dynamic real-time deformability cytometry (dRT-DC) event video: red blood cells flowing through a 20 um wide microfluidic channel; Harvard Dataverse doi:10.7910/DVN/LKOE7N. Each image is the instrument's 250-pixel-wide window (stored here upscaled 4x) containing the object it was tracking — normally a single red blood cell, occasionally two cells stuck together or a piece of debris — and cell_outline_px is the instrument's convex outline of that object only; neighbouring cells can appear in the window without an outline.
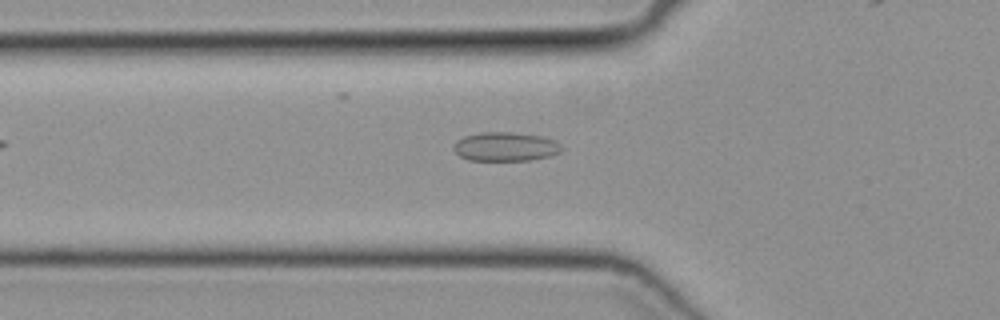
{"species": "common noctule bat (a hibernating species)", "species_latin": "Nyctalus noctula", "temperature_condition": "cold", "stored_images_in_passage": 36, "camera_frame_rate_fps": 3000, "um_per_image_px": 0.085, "animal": {"sex": "female", "body_mass_g": 19.3, "forearm_length_mm": 54.1}, "frame": {"image": 1, "passage_image": 6, "time_ms": 1.667, "image_size_px": [1000, 320], "cell_outline_px": [[564, 148], [560, 152], [548, 156], [528, 160], [468, 160], [460, 156], [452, 148], [464, 136], [480, 132], [512, 132], [540, 136], [556, 140]], "centroid_in_image_um": [42.99, 12.46], "position_along_channel_um": 82.8, "area_um2": 18.09}}
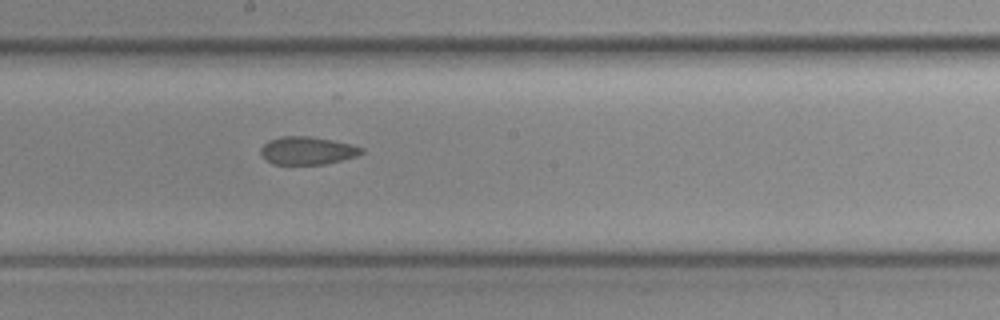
{"frame": {"image": 2, "passage_image": 16, "time_ms": 5.0, "image_size_px": [1000, 320], "cell_outline_px": [[364, 152], [356, 156], [324, 164], [272, 164], [260, 152], [260, 148], [268, 140], [280, 136], [308, 136], [332, 140], [352, 144], [364, 148]], "centroid_in_image_um": [26.13, 12.79], "position_along_channel_um": 222.1, "area_um2": 16.3}}
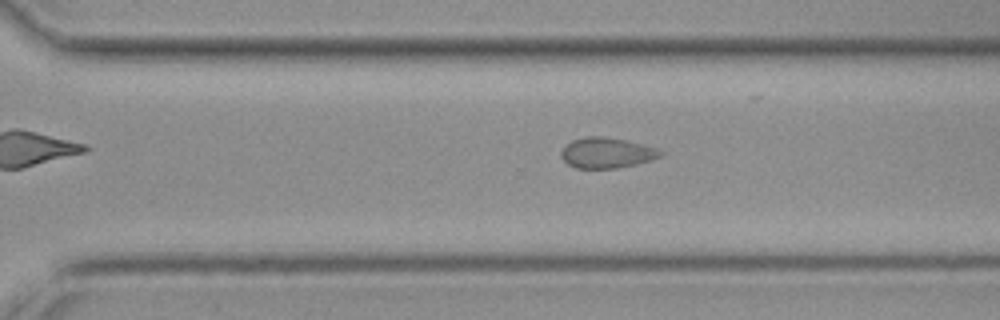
{"frame": {"image": 3, "passage_image": 23, "time_ms": 7.333, "image_size_px": [1000, 320], "cell_outline_px": [[664, 156], [636, 164], [616, 168], [576, 168], [568, 164], [560, 156], [560, 152], [572, 140], [584, 136], [604, 136], [628, 140], [656, 148], [664, 152]], "centroid_in_image_um": [51.59, 12.98], "position_along_channel_um": 319.0, "area_um2": 17.74}}